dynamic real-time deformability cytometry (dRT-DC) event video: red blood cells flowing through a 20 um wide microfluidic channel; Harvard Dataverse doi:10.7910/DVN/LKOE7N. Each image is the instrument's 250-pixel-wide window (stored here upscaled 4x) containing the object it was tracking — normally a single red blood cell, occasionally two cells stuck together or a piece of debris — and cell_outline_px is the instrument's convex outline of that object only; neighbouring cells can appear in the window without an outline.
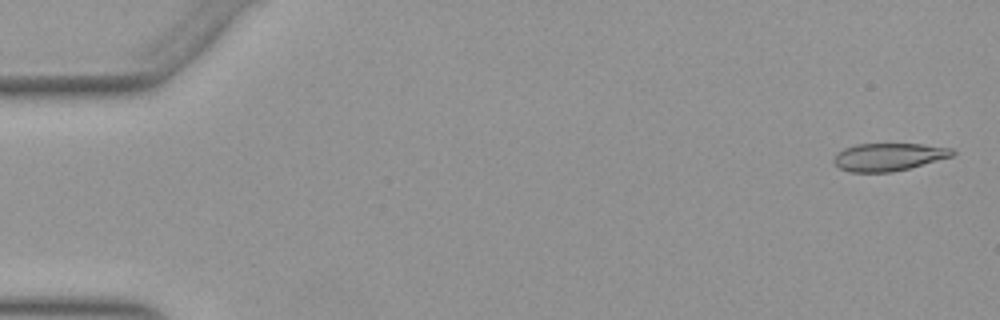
{"species": "Egyptian fruit bat (a non-hibernating species)", "species_latin": "Rousettus aegyptiacus", "temperature_condition": "warm", "stored_images_in_passage": 52, "camera_frame_rate_fps": 3000, "um_per_image_px": 0.085, "animal": {"sex": "female"}, "frame": {"image": 1, "passage_image": 2, "time_ms": 0.333, "image_size_px": [1000, 320], "cell_outline_px": [[956, 152], [952, 156], [908, 168], [892, 172], [848, 172], [840, 168], [832, 160], [844, 148], [856, 144], [920, 144], [952, 148]], "centroid_in_image_um": [75.53, 13.34], "position_along_channel_um": 9.5, "area_um2": 18.9}}
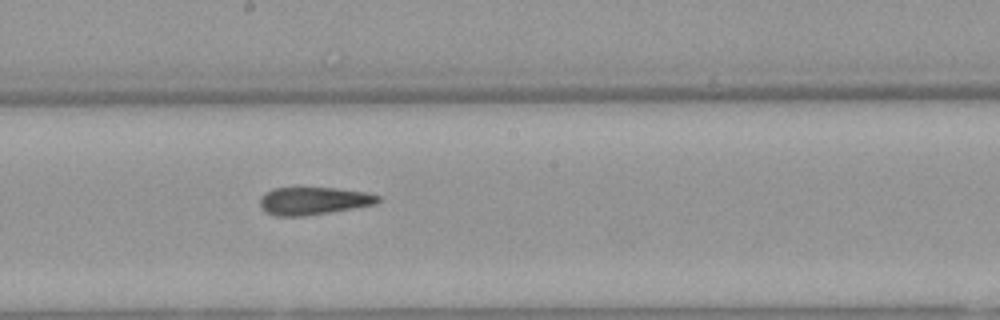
{"frame": {"image": 2, "passage_image": 29, "time_ms": 9.333, "image_size_px": [1000, 320], "cell_outline_px": [[380, 200], [376, 204], [304, 216], [276, 216], [260, 208], [260, 196], [264, 192], [272, 188], [336, 188], [368, 192], [380, 196]], "centroid_in_image_um": [26.63, 17.06], "position_along_channel_um": 221.6, "area_um2": 19.02}}
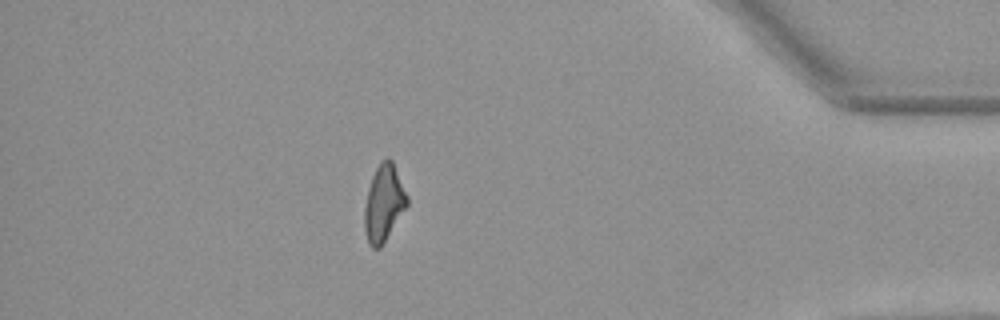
{"frame": {"image": 3, "passage_image": 46, "time_ms": 15.0, "image_size_px": [1000, 320], "cell_outline_px": [[408, 204], [380, 248], [372, 248], [368, 244], [364, 232], [364, 208], [368, 188], [372, 176], [380, 160], [388, 156], [392, 160], [408, 196]], "centroid_in_image_um": [32.6, 17.25], "position_along_channel_um": 402.6, "area_um2": 19.07}, "authors_computed_cell_mechanics": {"area_um2": 19.5653, "velocity_mm_per_s": 3.9363, "shape_relaxation_time_tau1_ms": null, "shape_relaxation_time_tau2_ms": 3.2027, "deformation_change_tau1": null, "deformation_change_tau2": 0.1257}}